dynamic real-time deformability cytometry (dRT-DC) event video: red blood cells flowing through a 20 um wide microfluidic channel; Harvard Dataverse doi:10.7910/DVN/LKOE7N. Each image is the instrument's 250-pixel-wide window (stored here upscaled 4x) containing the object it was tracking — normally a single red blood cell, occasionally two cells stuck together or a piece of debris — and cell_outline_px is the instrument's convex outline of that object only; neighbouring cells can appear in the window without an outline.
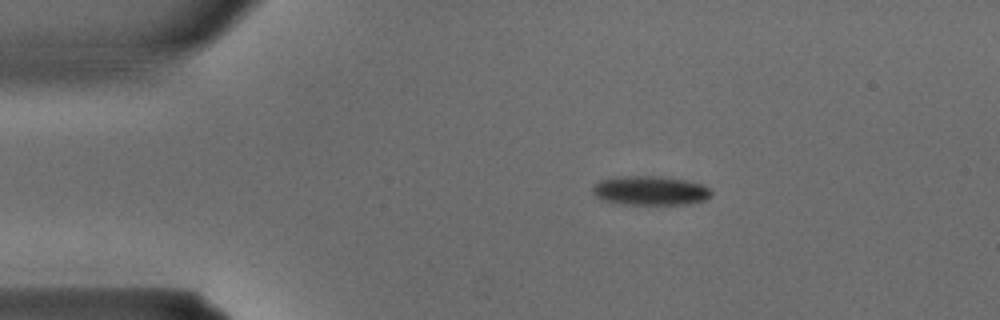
{"species": "common noctule bat (a hibernating species)", "species_latin": "Nyctalus noctula", "temperature_condition": "warm", "stored_images_in_passage": 30, "camera_frame_rate_fps": 3000, "um_per_image_px": 0.085, "animal": {"sex": "male", "body_mass_g": 15.6}, "frame": {"image": 1, "passage_image": 1, "time_ms": 0.0, "image_size_px": [1000, 320], "cell_outline_px": [[712, 196], [704, 200], [688, 204], [620, 204], [604, 200], [596, 196], [592, 192], [592, 188], [600, 180], [616, 176], [664, 176], [704, 184], [712, 188]], "centroid_in_image_um": [55.31, 16.19], "position_along_channel_um": 29.7, "area_um2": 20.4}}
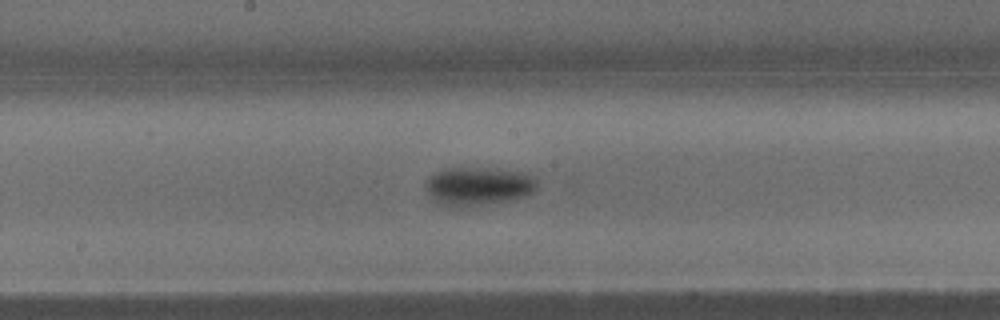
{"frame": {"image": 2, "passage_image": 13, "time_ms": 4.0, "image_size_px": [1000, 320], "cell_outline_px": [[536, 188], [532, 192], [524, 196], [508, 200], [460, 208], [440, 204], [428, 192], [424, 184], [424, 180], [428, 176], [444, 168], [496, 168], [520, 172], [532, 176], [536, 180]], "centroid_in_image_um": [40.6, 15.81], "position_along_channel_um": 207.6, "area_um2": 24.85}}
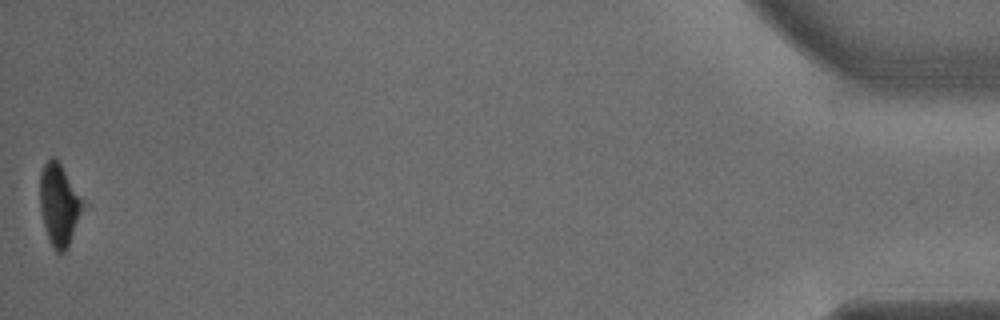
{"frame": {"image": 3, "passage_image": 30, "time_ms": 9.667, "image_size_px": [1000, 320], "cell_outline_px": [[88, 204], [68, 248], [64, 252], [56, 252], [52, 248], [40, 212], [40, 172], [44, 164], [52, 156], [60, 164]], "centroid_in_image_um": [5.09, 17.43], "position_along_channel_um": 430.1, "area_um2": 21.04}}